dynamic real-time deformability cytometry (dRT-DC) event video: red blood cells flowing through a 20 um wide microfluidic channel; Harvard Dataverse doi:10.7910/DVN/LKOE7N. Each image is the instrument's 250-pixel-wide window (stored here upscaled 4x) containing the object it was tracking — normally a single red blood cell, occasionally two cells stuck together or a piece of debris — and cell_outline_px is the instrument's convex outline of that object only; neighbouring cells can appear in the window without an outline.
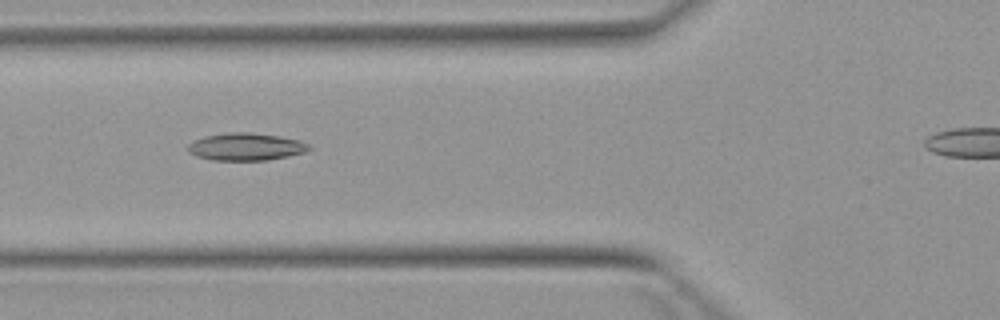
{"species": "Egyptian fruit bat (a non-hibernating species)", "species_latin": "Rousettus aegyptiacus", "temperature_condition": "warm", "stored_images_in_passage": 6, "camera_frame_rate_fps": 3000, "um_per_image_px": 0.085, "animal": {"sex": "female"}, "frame": {"image": 1, "passage_image": 4, "time_ms": 3.667, "image_size_px": [1000, 320], "cell_outline_px": [[312, 148], [308, 152], [268, 160], [212, 160], [196, 156], [188, 152], [188, 144], [204, 136], [228, 132], [248, 132], [280, 136], [300, 140], [308, 144]], "centroid_in_image_um": [20.93, 12.47], "position_along_channel_um": 104.9, "area_um2": 19.48}}
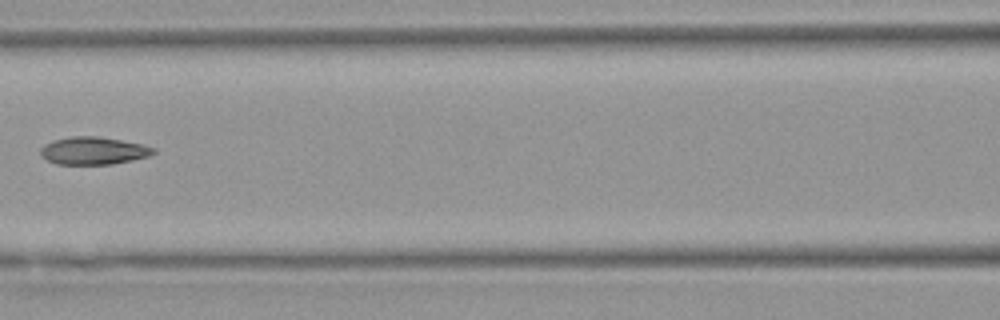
{"frame": {"image": 2, "passage_image": 5, "time_ms": 5.0, "image_size_px": [1000, 320], "cell_outline_px": [[156, 152], [148, 156], [132, 160], [112, 164], [56, 164], [40, 156], [40, 148], [44, 144], [52, 140], [72, 136], [96, 136], [144, 144], [156, 148]], "centroid_in_image_um": [7.93, 12.81], "position_along_channel_um": 158.7, "area_um2": 18.26}}
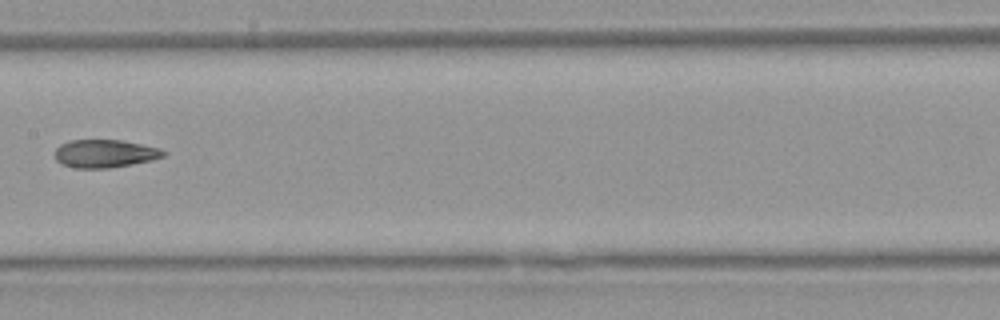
{"frame": {"image": 3, "passage_image": 6, "time_ms": 6.0, "image_size_px": [1000, 320], "cell_outline_px": [[168, 152], [164, 156], [152, 160], [132, 164], [108, 168], [76, 168], [60, 164], [56, 160], [56, 148], [60, 144], [72, 140], [120, 140], [160, 148]], "centroid_in_image_um": [8.92, 13.06], "position_along_channel_um": 198.5, "area_um2": 17.69}}